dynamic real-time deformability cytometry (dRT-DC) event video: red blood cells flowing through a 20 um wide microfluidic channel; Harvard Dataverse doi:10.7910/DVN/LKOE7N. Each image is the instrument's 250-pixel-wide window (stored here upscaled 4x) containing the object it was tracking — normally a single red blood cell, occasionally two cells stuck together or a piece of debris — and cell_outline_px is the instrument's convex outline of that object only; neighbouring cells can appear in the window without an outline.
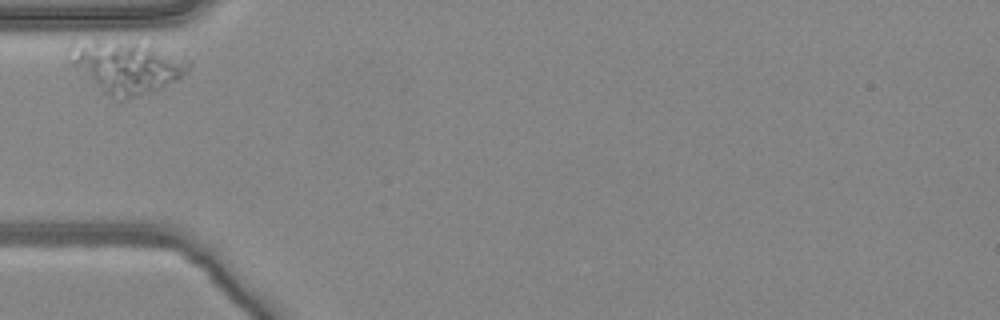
{"species": "common noctule bat (a hibernating species)", "species_latin": "Nyctalus noctula", "temperature_condition": "warm", "stored_images_in_passage": 5, "camera_frame_rate_fps": 3000, "um_per_image_px": 0.085, "animal": {"sex": "female", "body_mass_g": 24.6, "forearm_length_mm": 56.2}, "frame": {"image": 1, "passage_image": 1, "time_ms": 0.0, "image_size_px": [1000, 320], "cell_outline_px": [[192, 64], [188, 72], [176, 80], [160, 88], [136, 96], [120, 100], [104, 92], [72, 64], [68, 60], [64, 52], [68, 44], [96, 40], [136, 40], [184, 52], [192, 60]], "centroid_in_image_um": [10.86, 5.58], "position_along_channel_um": 74.1, "area_um2": 37.45}}
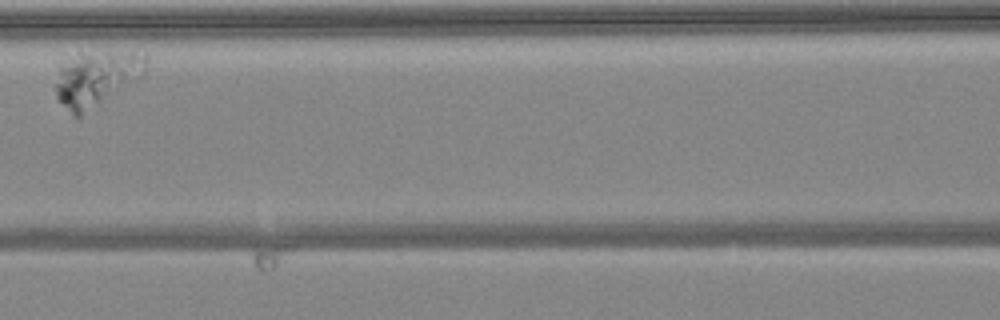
{"frame": {"image": 2, "passage_image": 3, "time_ms": 0.667, "image_size_px": [1000, 320], "cell_outline_px": [[148, 64], [144, 72], [140, 76], [76, 120], [56, 96], [56, 84], [60, 64], [68, 56], [80, 52], [144, 52], [148, 56]], "centroid_in_image_um": [8.17, 6.63], "position_along_channel_um": 158.4, "area_um2": 29.13}}
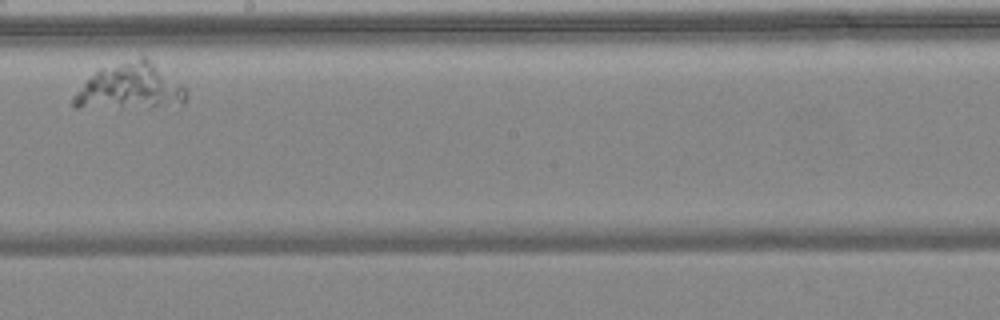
{"frame": {"image": 3, "passage_image": 5, "time_ms": 1.333, "image_size_px": [1000, 320], "cell_outline_px": [[188, 96], [184, 104], [148, 108], [72, 108], [72, 100], [76, 92], [100, 68], [140, 56], [144, 56], [180, 84], [188, 92]], "centroid_in_image_um": [11.06, 7.42], "position_along_channel_um": 237.1, "area_um2": 30.29}}